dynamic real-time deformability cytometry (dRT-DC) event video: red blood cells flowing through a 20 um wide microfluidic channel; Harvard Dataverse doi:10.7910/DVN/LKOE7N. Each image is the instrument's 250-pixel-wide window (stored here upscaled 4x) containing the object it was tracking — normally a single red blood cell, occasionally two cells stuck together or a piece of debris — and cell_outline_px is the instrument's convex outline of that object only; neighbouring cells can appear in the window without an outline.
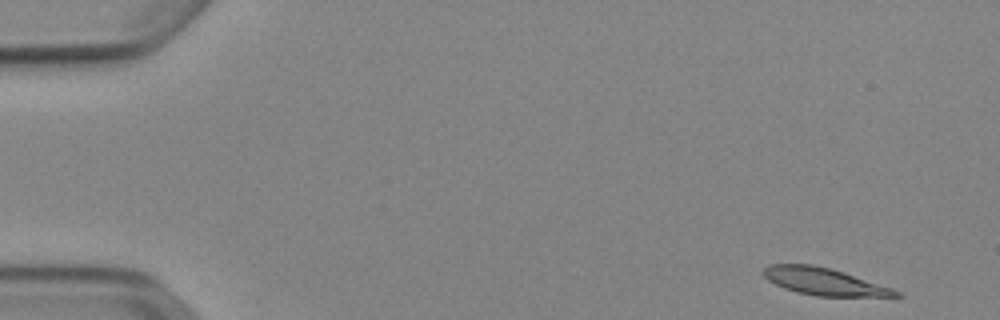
{"species": "Egyptian fruit bat (a non-hibernating species)", "species_latin": "Rousettus aegyptiacus", "temperature_condition": "cold", "stored_images_in_passage": 50, "camera_frame_rate_fps": 3000, "um_per_image_px": 0.085, "animal": {"sex": "female"}, "frame": {"image": 1, "passage_image": 1, "time_ms": 0.0, "image_size_px": [1000, 320], "cell_outline_px": [[904, 296], [816, 296], [796, 292], [784, 288], [768, 280], [760, 272], [768, 264], [812, 264], [844, 272], [892, 288], [900, 292]], "centroid_in_image_um": [70.0, 23.92], "position_along_channel_um": 15.0, "area_um2": 20.87}}
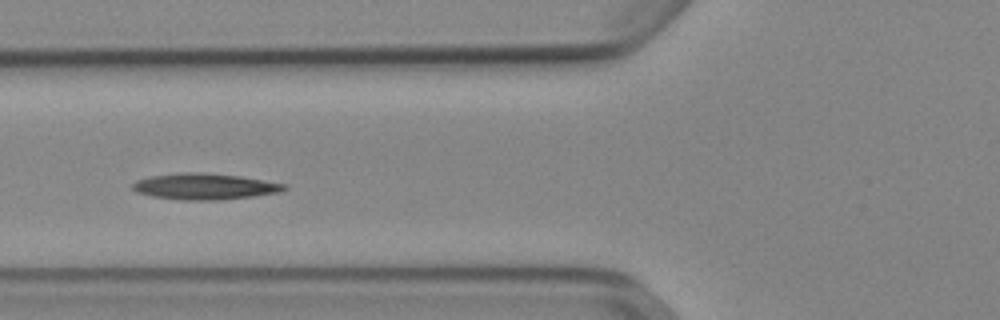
{"frame": {"image": 2, "passage_image": 18, "time_ms": 5.667, "image_size_px": [1000, 320], "cell_outline_px": [[288, 188], [280, 192], [252, 196], [216, 200], [180, 200], [152, 196], [136, 192], [132, 188], [132, 184], [136, 180], [148, 176], [180, 172], [204, 172], [240, 176], [288, 184]], "centroid_in_image_um": [17.38, 15.84], "position_along_channel_um": 108.4, "area_um2": 23.29}}
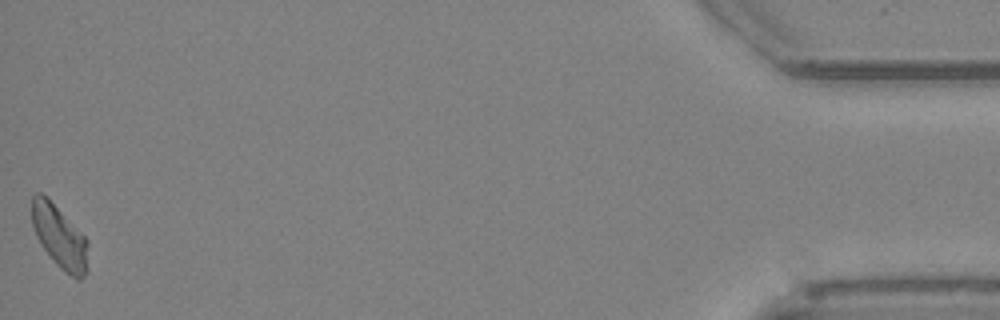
{"frame": {"image": 3, "passage_image": 50, "time_ms": 16.333, "image_size_px": [1000, 320], "cell_outline_px": [[88, 272], [80, 280], [76, 280], [64, 272], [56, 264], [40, 244], [36, 236], [32, 224], [32, 196], [36, 192], [40, 192], [48, 196], [88, 240]], "centroid_in_image_um": [5.08, 20.14], "position_along_channel_um": 430.1, "area_um2": 21.04}}